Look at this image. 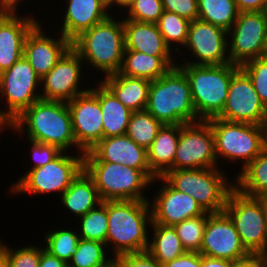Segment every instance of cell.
Wrapping results in <instances>:
<instances>
[{"label": "cell", "instance_id": "33", "mask_svg": "<svg viewBox=\"0 0 267 267\" xmlns=\"http://www.w3.org/2000/svg\"><path fill=\"white\" fill-rule=\"evenodd\" d=\"M62 227L54 230L48 229L49 231L44 233L42 238H45L43 246L45 245L44 249L50 254L68 264L77 251L80 237L78 230L74 229L75 227L71 229Z\"/></svg>", "mask_w": 267, "mask_h": 267}, {"label": "cell", "instance_id": "53", "mask_svg": "<svg viewBox=\"0 0 267 267\" xmlns=\"http://www.w3.org/2000/svg\"><path fill=\"white\" fill-rule=\"evenodd\" d=\"M0 267H10L8 255L1 246H0Z\"/></svg>", "mask_w": 267, "mask_h": 267}, {"label": "cell", "instance_id": "28", "mask_svg": "<svg viewBox=\"0 0 267 267\" xmlns=\"http://www.w3.org/2000/svg\"><path fill=\"white\" fill-rule=\"evenodd\" d=\"M64 209L76 218L84 216L103 201L93 179L83 169L59 198Z\"/></svg>", "mask_w": 267, "mask_h": 267}, {"label": "cell", "instance_id": "12", "mask_svg": "<svg viewBox=\"0 0 267 267\" xmlns=\"http://www.w3.org/2000/svg\"><path fill=\"white\" fill-rule=\"evenodd\" d=\"M228 56L232 64L267 56V15L263 12H240L228 31Z\"/></svg>", "mask_w": 267, "mask_h": 267}, {"label": "cell", "instance_id": "36", "mask_svg": "<svg viewBox=\"0 0 267 267\" xmlns=\"http://www.w3.org/2000/svg\"><path fill=\"white\" fill-rule=\"evenodd\" d=\"M162 126L146 109L134 111L130 116L126 135L147 150Z\"/></svg>", "mask_w": 267, "mask_h": 267}, {"label": "cell", "instance_id": "29", "mask_svg": "<svg viewBox=\"0 0 267 267\" xmlns=\"http://www.w3.org/2000/svg\"><path fill=\"white\" fill-rule=\"evenodd\" d=\"M99 103L102 112L103 138L126 134L132 111L100 80Z\"/></svg>", "mask_w": 267, "mask_h": 267}, {"label": "cell", "instance_id": "3", "mask_svg": "<svg viewBox=\"0 0 267 267\" xmlns=\"http://www.w3.org/2000/svg\"><path fill=\"white\" fill-rule=\"evenodd\" d=\"M113 16L116 15H110L71 41L84 65L103 73V77L119 72L125 50L123 17Z\"/></svg>", "mask_w": 267, "mask_h": 267}, {"label": "cell", "instance_id": "50", "mask_svg": "<svg viewBox=\"0 0 267 267\" xmlns=\"http://www.w3.org/2000/svg\"><path fill=\"white\" fill-rule=\"evenodd\" d=\"M230 262L225 259L201 255V267H230Z\"/></svg>", "mask_w": 267, "mask_h": 267}, {"label": "cell", "instance_id": "13", "mask_svg": "<svg viewBox=\"0 0 267 267\" xmlns=\"http://www.w3.org/2000/svg\"><path fill=\"white\" fill-rule=\"evenodd\" d=\"M217 165L211 124L200 120L180 125L173 170L219 167Z\"/></svg>", "mask_w": 267, "mask_h": 267}, {"label": "cell", "instance_id": "42", "mask_svg": "<svg viewBox=\"0 0 267 267\" xmlns=\"http://www.w3.org/2000/svg\"><path fill=\"white\" fill-rule=\"evenodd\" d=\"M31 154V161L33 160V166L29 167V170L46 165L55 159L62 151L55 145L40 143L32 140H28Z\"/></svg>", "mask_w": 267, "mask_h": 267}, {"label": "cell", "instance_id": "9", "mask_svg": "<svg viewBox=\"0 0 267 267\" xmlns=\"http://www.w3.org/2000/svg\"><path fill=\"white\" fill-rule=\"evenodd\" d=\"M84 170L93 179L102 201H149L144 189L148 190L154 182L140 169L118 163L84 161Z\"/></svg>", "mask_w": 267, "mask_h": 267}, {"label": "cell", "instance_id": "54", "mask_svg": "<svg viewBox=\"0 0 267 267\" xmlns=\"http://www.w3.org/2000/svg\"><path fill=\"white\" fill-rule=\"evenodd\" d=\"M102 3L108 8V10H111V14L112 11H117V10H113L114 7H116V9L118 8V1L119 0H101Z\"/></svg>", "mask_w": 267, "mask_h": 267}, {"label": "cell", "instance_id": "6", "mask_svg": "<svg viewBox=\"0 0 267 267\" xmlns=\"http://www.w3.org/2000/svg\"><path fill=\"white\" fill-rule=\"evenodd\" d=\"M207 121L211 124L219 167L220 158L232 162V165L240 161L242 166L239 168V173L267 144V125L229 122L217 117Z\"/></svg>", "mask_w": 267, "mask_h": 267}, {"label": "cell", "instance_id": "49", "mask_svg": "<svg viewBox=\"0 0 267 267\" xmlns=\"http://www.w3.org/2000/svg\"><path fill=\"white\" fill-rule=\"evenodd\" d=\"M24 0H0V13L18 14L19 6ZM20 3V4H19ZM26 0L24 1V5Z\"/></svg>", "mask_w": 267, "mask_h": 267}, {"label": "cell", "instance_id": "37", "mask_svg": "<svg viewBox=\"0 0 267 267\" xmlns=\"http://www.w3.org/2000/svg\"><path fill=\"white\" fill-rule=\"evenodd\" d=\"M190 23L191 21L188 19L167 11H163L156 23L166 44L172 51H175V54L178 52V54L184 55L180 48L182 49L186 43Z\"/></svg>", "mask_w": 267, "mask_h": 267}, {"label": "cell", "instance_id": "21", "mask_svg": "<svg viewBox=\"0 0 267 267\" xmlns=\"http://www.w3.org/2000/svg\"><path fill=\"white\" fill-rule=\"evenodd\" d=\"M41 19L30 30L24 42L23 56L30 63L36 74L44 77L71 47V41L60 32L53 37L43 28ZM57 39H56V38Z\"/></svg>", "mask_w": 267, "mask_h": 267}, {"label": "cell", "instance_id": "14", "mask_svg": "<svg viewBox=\"0 0 267 267\" xmlns=\"http://www.w3.org/2000/svg\"><path fill=\"white\" fill-rule=\"evenodd\" d=\"M217 118L267 125V109L261 103L251 79L241 68L231 78L226 103Z\"/></svg>", "mask_w": 267, "mask_h": 267}, {"label": "cell", "instance_id": "38", "mask_svg": "<svg viewBox=\"0 0 267 267\" xmlns=\"http://www.w3.org/2000/svg\"><path fill=\"white\" fill-rule=\"evenodd\" d=\"M206 222L207 212L173 226L187 252H200Z\"/></svg>", "mask_w": 267, "mask_h": 267}, {"label": "cell", "instance_id": "18", "mask_svg": "<svg viewBox=\"0 0 267 267\" xmlns=\"http://www.w3.org/2000/svg\"><path fill=\"white\" fill-rule=\"evenodd\" d=\"M199 253L228 261L238 260L250 254L243 246L233 221L225 212H207Z\"/></svg>", "mask_w": 267, "mask_h": 267}, {"label": "cell", "instance_id": "23", "mask_svg": "<svg viewBox=\"0 0 267 267\" xmlns=\"http://www.w3.org/2000/svg\"><path fill=\"white\" fill-rule=\"evenodd\" d=\"M67 1L62 17L60 33L70 41L95 24L106 20L111 11L101 0H65Z\"/></svg>", "mask_w": 267, "mask_h": 267}, {"label": "cell", "instance_id": "47", "mask_svg": "<svg viewBox=\"0 0 267 267\" xmlns=\"http://www.w3.org/2000/svg\"><path fill=\"white\" fill-rule=\"evenodd\" d=\"M267 0H235L237 9L240 12L263 11Z\"/></svg>", "mask_w": 267, "mask_h": 267}, {"label": "cell", "instance_id": "35", "mask_svg": "<svg viewBox=\"0 0 267 267\" xmlns=\"http://www.w3.org/2000/svg\"><path fill=\"white\" fill-rule=\"evenodd\" d=\"M77 222H79V225L76 226V228L81 239L98 241L106 244L108 201H103L84 216L79 217Z\"/></svg>", "mask_w": 267, "mask_h": 267}, {"label": "cell", "instance_id": "31", "mask_svg": "<svg viewBox=\"0 0 267 267\" xmlns=\"http://www.w3.org/2000/svg\"><path fill=\"white\" fill-rule=\"evenodd\" d=\"M152 236L149 240L147 252L161 265L183 255L186 250L173 226L151 223Z\"/></svg>", "mask_w": 267, "mask_h": 267}, {"label": "cell", "instance_id": "26", "mask_svg": "<svg viewBox=\"0 0 267 267\" xmlns=\"http://www.w3.org/2000/svg\"><path fill=\"white\" fill-rule=\"evenodd\" d=\"M100 81L132 112L146 109L151 81L119 73L105 76Z\"/></svg>", "mask_w": 267, "mask_h": 267}, {"label": "cell", "instance_id": "41", "mask_svg": "<svg viewBox=\"0 0 267 267\" xmlns=\"http://www.w3.org/2000/svg\"><path fill=\"white\" fill-rule=\"evenodd\" d=\"M4 241L0 239V246L6 251L8 255L10 267H39L41 258V246L24 245L16 249L9 247ZM29 245V246H28Z\"/></svg>", "mask_w": 267, "mask_h": 267}, {"label": "cell", "instance_id": "19", "mask_svg": "<svg viewBox=\"0 0 267 267\" xmlns=\"http://www.w3.org/2000/svg\"><path fill=\"white\" fill-rule=\"evenodd\" d=\"M155 181L162 184L157 189L159 192L149 199L153 223L174 226L206 213L193 197L174 189L162 176Z\"/></svg>", "mask_w": 267, "mask_h": 267}, {"label": "cell", "instance_id": "56", "mask_svg": "<svg viewBox=\"0 0 267 267\" xmlns=\"http://www.w3.org/2000/svg\"><path fill=\"white\" fill-rule=\"evenodd\" d=\"M263 12L267 15V1H266V5H265Z\"/></svg>", "mask_w": 267, "mask_h": 267}, {"label": "cell", "instance_id": "25", "mask_svg": "<svg viewBox=\"0 0 267 267\" xmlns=\"http://www.w3.org/2000/svg\"><path fill=\"white\" fill-rule=\"evenodd\" d=\"M180 56H152L134 50H124L119 74L154 81L178 64Z\"/></svg>", "mask_w": 267, "mask_h": 267}, {"label": "cell", "instance_id": "44", "mask_svg": "<svg viewBox=\"0 0 267 267\" xmlns=\"http://www.w3.org/2000/svg\"><path fill=\"white\" fill-rule=\"evenodd\" d=\"M163 10L194 21L199 17L198 0H161Z\"/></svg>", "mask_w": 267, "mask_h": 267}, {"label": "cell", "instance_id": "7", "mask_svg": "<svg viewBox=\"0 0 267 267\" xmlns=\"http://www.w3.org/2000/svg\"><path fill=\"white\" fill-rule=\"evenodd\" d=\"M222 170V171H221ZM219 167L168 170L162 177L176 190L193 197L208 213L224 212L234 179Z\"/></svg>", "mask_w": 267, "mask_h": 267}, {"label": "cell", "instance_id": "40", "mask_svg": "<svg viewBox=\"0 0 267 267\" xmlns=\"http://www.w3.org/2000/svg\"><path fill=\"white\" fill-rule=\"evenodd\" d=\"M126 11L123 19L157 23L164 10L161 0H135Z\"/></svg>", "mask_w": 267, "mask_h": 267}, {"label": "cell", "instance_id": "24", "mask_svg": "<svg viewBox=\"0 0 267 267\" xmlns=\"http://www.w3.org/2000/svg\"><path fill=\"white\" fill-rule=\"evenodd\" d=\"M125 50L152 56H176L166 44L156 23L123 19Z\"/></svg>", "mask_w": 267, "mask_h": 267}, {"label": "cell", "instance_id": "43", "mask_svg": "<svg viewBox=\"0 0 267 267\" xmlns=\"http://www.w3.org/2000/svg\"><path fill=\"white\" fill-rule=\"evenodd\" d=\"M113 267H163L147 251L127 253L114 257Z\"/></svg>", "mask_w": 267, "mask_h": 267}, {"label": "cell", "instance_id": "45", "mask_svg": "<svg viewBox=\"0 0 267 267\" xmlns=\"http://www.w3.org/2000/svg\"><path fill=\"white\" fill-rule=\"evenodd\" d=\"M163 267H201V254L199 252H185L178 258L162 265Z\"/></svg>", "mask_w": 267, "mask_h": 267}, {"label": "cell", "instance_id": "30", "mask_svg": "<svg viewBox=\"0 0 267 267\" xmlns=\"http://www.w3.org/2000/svg\"><path fill=\"white\" fill-rule=\"evenodd\" d=\"M235 176L234 188L240 193L254 198L267 195V144L260 154Z\"/></svg>", "mask_w": 267, "mask_h": 267}, {"label": "cell", "instance_id": "8", "mask_svg": "<svg viewBox=\"0 0 267 267\" xmlns=\"http://www.w3.org/2000/svg\"><path fill=\"white\" fill-rule=\"evenodd\" d=\"M72 153L62 151L46 165L25 170V174L12 183V187L8 190L9 194L15 196L26 193L44 196L59 193L61 196L84 169V152Z\"/></svg>", "mask_w": 267, "mask_h": 267}, {"label": "cell", "instance_id": "11", "mask_svg": "<svg viewBox=\"0 0 267 267\" xmlns=\"http://www.w3.org/2000/svg\"><path fill=\"white\" fill-rule=\"evenodd\" d=\"M40 87L41 78L23 56L0 73V104H6L0 114L12 122L26 108L41 99Z\"/></svg>", "mask_w": 267, "mask_h": 267}, {"label": "cell", "instance_id": "22", "mask_svg": "<svg viewBox=\"0 0 267 267\" xmlns=\"http://www.w3.org/2000/svg\"><path fill=\"white\" fill-rule=\"evenodd\" d=\"M22 14L0 13V73L23 57L26 36L39 22L33 14Z\"/></svg>", "mask_w": 267, "mask_h": 267}, {"label": "cell", "instance_id": "5", "mask_svg": "<svg viewBox=\"0 0 267 267\" xmlns=\"http://www.w3.org/2000/svg\"><path fill=\"white\" fill-rule=\"evenodd\" d=\"M186 74L191 88L193 105L197 118L207 121L217 117L227 100L232 76L239 65L177 64Z\"/></svg>", "mask_w": 267, "mask_h": 267}, {"label": "cell", "instance_id": "1", "mask_svg": "<svg viewBox=\"0 0 267 267\" xmlns=\"http://www.w3.org/2000/svg\"><path fill=\"white\" fill-rule=\"evenodd\" d=\"M9 131L26 135L25 140L55 145L61 151L71 152L75 147L77 152H84L76 144L71 114L64 101H36L12 121Z\"/></svg>", "mask_w": 267, "mask_h": 267}, {"label": "cell", "instance_id": "16", "mask_svg": "<svg viewBox=\"0 0 267 267\" xmlns=\"http://www.w3.org/2000/svg\"><path fill=\"white\" fill-rule=\"evenodd\" d=\"M84 62L78 53L70 47L56 65L41 78V99L68 102L87 92L82 88Z\"/></svg>", "mask_w": 267, "mask_h": 267}, {"label": "cell", "instance_id": "17", "mask_svg": "<svg viewBox=\"0 0 267 267\" xmlns=\"http://www.w3.org/2000/svg\"><path fill=\"white\" fill-rule=\"evenodd\" d=\"M93 88L67 102L76 144L87 152L103 138L99 81Z\"/></svg>", "mask_w": 267, "mask_h": 267}, {"label": "cell", "instance_id": "2", "mask_svg": "<svg viewBox=\"0 0 267 267\" xmlns=\"http://www.w3.org/2000/svg\"><path fill=\"white\" fill-rule=\"evenodd\" d=\"M151 223L149 201L108 200L106 246L113 253V258L121 254L145 252L150 239L147 227Z\"/></svg>", "mask_w": 267, "mask_h": 267}, {"label": "cell", "instance_id": "46", "mask_svg": "<svg viewBox=\"0 0 267 267\" xmlns=\"http://www.w3.org/2000/svg\"><path fill=\"white\" fill-rule=\"evenodd\" d=\"M267 255L249 254L248 256L233 260L230 267H266Z\"/></svg>", "mask_w": 267, "mask_h": 267}, {"label": "cell", "instance_id": "27", "mask_svg": "<svg viewBox=\"0 0 267 267\" xmlns=\"http://www.w3.org/2000/svg\"><path fill=\"white\" fill-rule=\"evenodd\" d=\"M179 135L180 125L164 124L147 149L148 164L156 177L163 176L168 170H173Z\"/></svg>", "mask_w": 267, "mask_h": 267}, {"label": "cell", "instance_id": "48", "mask_svg": "<svg viewBox=\"0 0 267 267\" xmlns=\"http://www.w3.org/2000/svg\"><path fill=\"white\" fill-rule=\"evenodd\" d=\"M39 267H68V264L53 256L41 246V258Z\"/></svg>", "mask_w": 267, "mask_h": 267}, {"label": "cell", "instance_id": "34", "mask_svg": "<svg viewBox=\"0 0 267 267\" xmlns=\"http://www.w3.org/2000/svg\"><path fill=\"white\" fill-rule=\"evenodd\" d=\"M107 251V246L103 242L80 238L77 251L68 267H113L114 258L110 255L111 252Z\"/></svg>", "mask_w": 267, "mask_h": 267}, {"label": "cell", "instance_id": "4", "mask_svg": "<svg viewBox=\"0 0 267 267\" xmlns=\"http://www.w3.org/2000/svg\"><path fill=\"white\" fill-rule=\"evenodd\" d=\"M146 110L163 125L200 121L193 105L189 80L178 65L151 81Z\"/></svg>", "mask_w": 267, "mask_h": 267}, {"label": "cell", "instance_id": "39", "mask_svg": "<svg viewBox=\"0 0 267 267\" xmlns=\"http://www.w3.org/2000/svg\"><path fill=\"white\" fill-rule=\"evenodd\" d=\"M240 68L251 79L261 103L267 109V56L249 60Z\"/></svg>", "mask_w": 267, "mask_h": 267}, {"label": "cell", "instance_id": "55", "mask_svg": "<svg viewBox=\"0 0 267 267\" xmlns=\"http://www.w3.org/2000/svg\"><path fill=\"white\" fill-rule=\"evenodd\" d=\"M135 0H119L118 1V11H122L121 9L127 10L128 7L134 2Z\"/></svg>", "mask_w": 267, "mask_h": 267}, {"label": "cell", "instance_id": "32", "mask_svg": "<svg viewBox=\"0 0 267 267\" xmlns=\"http://www.w3.org/2000/svg\"><path fill=\"white\" fill-rule=\"evenodd\" d=\"M198 19L229 31L237 20L239 11L235 0H198Z\"/></svg>", "mask_w": 267, "mask_h": 267}, {"label": "cell", "instance_id": "51", "mask_svg": "<svg viewBox=\"0 0 267 267\" xmlns=\"http://www.w3.org/2000/svg\"><path fill=\"white\" fill-rule=\"evenodd\" d=\"M9 128H12V122L6 116L0 114V133L6 131V129L9 130Z\"/></svg>", "mask_w": 267, "mask_h": 267}, {"label": "cell", "instance_id": "52", "mask_svg": "<svg viewBox=\"0 0 267 267\" xmlns=\"http://www.w3.org/2000/svg\"><path fill=\"white\" fill-rule=\"evenodd\" d=\"M258 199L261 201V204H262L264 222H265L266 234H267V195L258 197Z\"/></svg>", "mask_w": 267, "mask_h": 267}, {"label": "cell", "instance_id": "15", "mask_svg": "<svg viewBox=\"0 0 267 267\" xmlns=\"http://www.w3.org/2000/svg\"><path fill=\"white\" fill-rule=\"evenodd\" d=\"M228 32L206 21H191L187 40L183 48L194 59L182 64L222 65L231 63L228 56Z\"/></svg>", "mask_w": 267, "mask_h": 267}, {"label": "cell", "instance_id": "20", "mask_svg": "<svg viewBox=\"0 0 267 267\" xmlns=\"http://www.w3.org/2000/svg\"><path fill=\"white\" fill-rule=\"evenodd\" d=\"M84 161L123 164L142 170L152 181L157 178L150 170L147 150L126 134L102 138L93 148L84 152Z\"/></svg>", "mask_w": 267, "mask_h": 267}, {"label": "cell", "instance_id": "10", "mask_svg": "<svg viewBox=\"0 0 267 267\" xmlns=\"http://www.w3.org/2000/svg\"><path fill=\"white\" fill-rule=\"evenodd\" d=\"M224 212L233 221L240 240L250 254L267 255V234L261 201L233 188Z\"/></svg>", "mask_w": 267, "mask_h": 267}]
</instances>
